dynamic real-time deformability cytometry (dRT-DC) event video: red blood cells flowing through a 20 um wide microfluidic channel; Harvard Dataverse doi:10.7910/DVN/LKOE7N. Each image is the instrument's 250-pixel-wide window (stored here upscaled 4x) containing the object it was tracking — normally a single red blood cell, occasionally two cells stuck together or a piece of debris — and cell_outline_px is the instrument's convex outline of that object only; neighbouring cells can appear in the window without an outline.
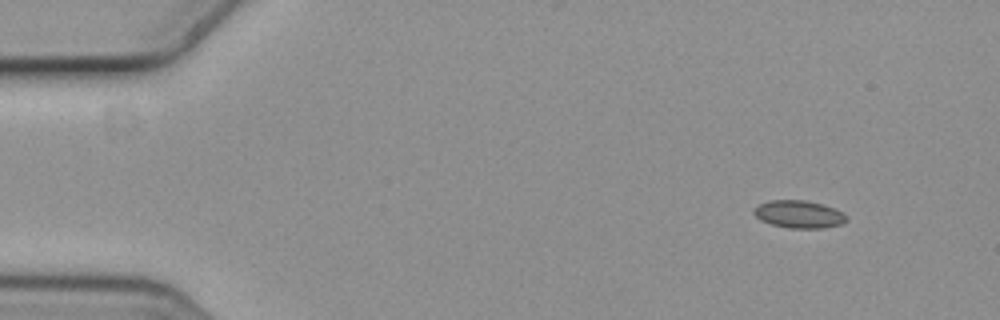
{"species": "common noctule bat (a hibernating species)", "species_latin": "Nyctalus noctula", "temperature_condition": "cold", "stored_images_in_passage": 6, "camera_frame_rate_fps": 3000, "um_per_image_px": 0.085, "animal": {"sex": "female", "body_mass_g": 19.3, "forearm_length_mm": 54.1}, "frame": {"image": 1, "passage_image": 1, "time_ms": 0.0, "image_size_px": [1000, 320], "cell_outline_px": [[848, 220], [840, 224], [824, 228], [788, 228], [772, 224], [760, 220], [752, 212], [760, 204], [768, 200], [804, 200], [820, 204], [832, 208], [848, 216]], "centroid_in_image_um": [67.89, 18.22], "position_along_channel_um": 17.1, "area_um2": 14.68}}
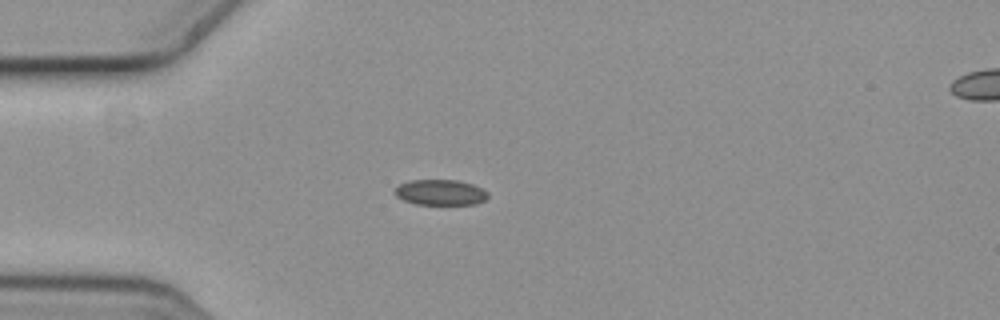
{"frame": {"image": 2, "passage_image": 4, "time_ms": 1.0, "image_size_px": [1000, 320], "cell_outline_px": [[488, 196], [484, 200], [476, 204], [416, 204], [404, 200], [396, 196], [392, 192], [400, 184], [408, 180], [456, 180], [472, 184], [488, 192]], "centroid_in_image_um": [37.4, 16.35], "position_along_channel_um": 47.6, "area_um2": 13.81}}
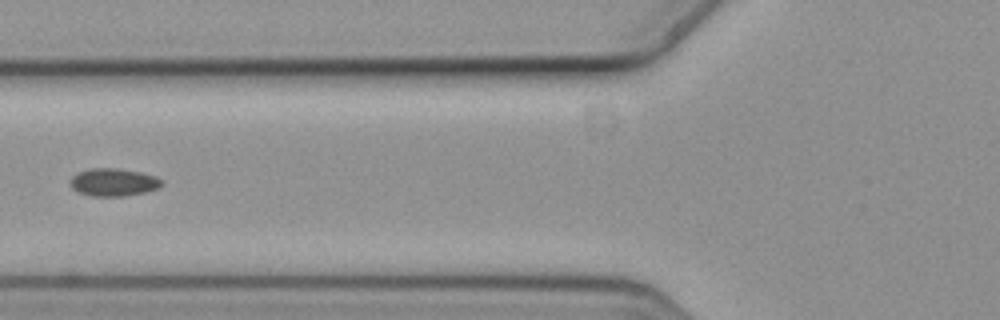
{"frame": {"image": 3, "passage_image": 6, "time_ms": 1.667, "image_size_px": [1000, 320], "cell_outline_px": [[164, 184], [160, 188], [144, 192], [124, 196], [92, 196], [76, 192], [72, 188], [72, 176], [80, 172], [92, 168], [116, 168], [140, 172], [156, 176]], "centroid_in_image_um": [9.67, 15.5], "position_along_channel_um": 116.1, "area_um2": 14.68}}